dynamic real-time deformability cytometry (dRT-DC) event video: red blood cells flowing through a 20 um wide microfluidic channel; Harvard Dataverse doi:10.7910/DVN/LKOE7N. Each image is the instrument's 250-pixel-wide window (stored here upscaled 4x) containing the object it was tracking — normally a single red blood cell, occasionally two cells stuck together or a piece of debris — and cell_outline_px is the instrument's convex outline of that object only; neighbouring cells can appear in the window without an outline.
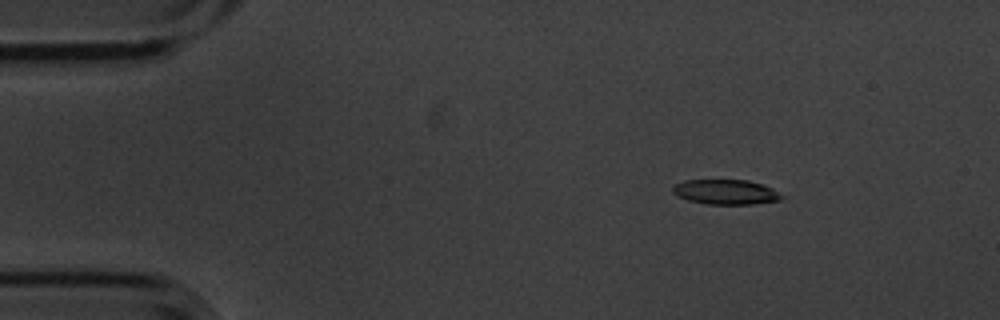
{"species": "common noctule bat (a hibernating species)", "species_latin": "Nyctalus noctula", "temperature_condition": "cold", "stored_images_in_passage": 4, "camera_frame_rate_fps": 3000, "um_per_image_px": 0.085, "animal": {"sex": "male", "body_mass_g": 20.1, "forearm_length_mm": 53.5}, "frame": {"image": 1, "passage_image": 2, "time_ms": 0.333, "image_size_px": [1000, 320], "cell_outline_px": [[784, 196], [780, 200], [752, 204], [708, 204], [688, 200], [676, 196], [672, 192], [672, 184], [684, 180], [748, 180], [772, 188]], "centroid_in_image_um": [61.63, 16.31], "position_along_channel_um": 23.4, "area_um2": 15.84}}
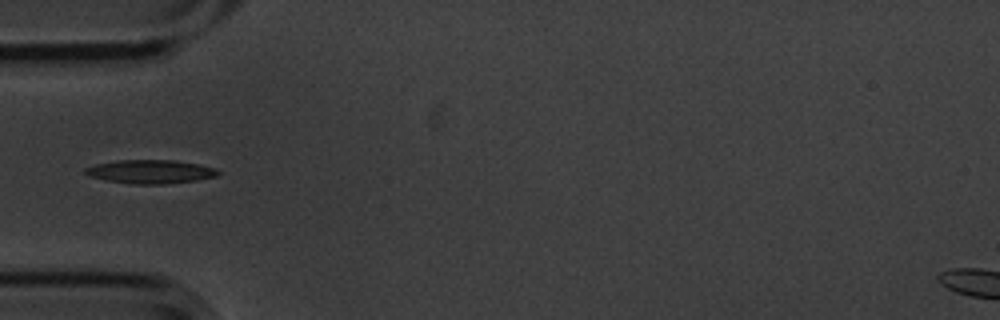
{"frame": {"image": 2, "passage_image": 4, "time_ms": 1.0, "image_size_px": [1000, 320], "cell_outline_px": [[220, 172], [216, 176], [196, 180], [164, 184], [132, 184], [104, 180], [88, 176], [84, 172], [84, 168], [96, 164], [116, 160], [176, 160], [200, 164], [212, 168]], "centroid_in_image_um": [12.73, 14.59], "position_along_channel_um": 72.3, "area_um2": 18.32}}